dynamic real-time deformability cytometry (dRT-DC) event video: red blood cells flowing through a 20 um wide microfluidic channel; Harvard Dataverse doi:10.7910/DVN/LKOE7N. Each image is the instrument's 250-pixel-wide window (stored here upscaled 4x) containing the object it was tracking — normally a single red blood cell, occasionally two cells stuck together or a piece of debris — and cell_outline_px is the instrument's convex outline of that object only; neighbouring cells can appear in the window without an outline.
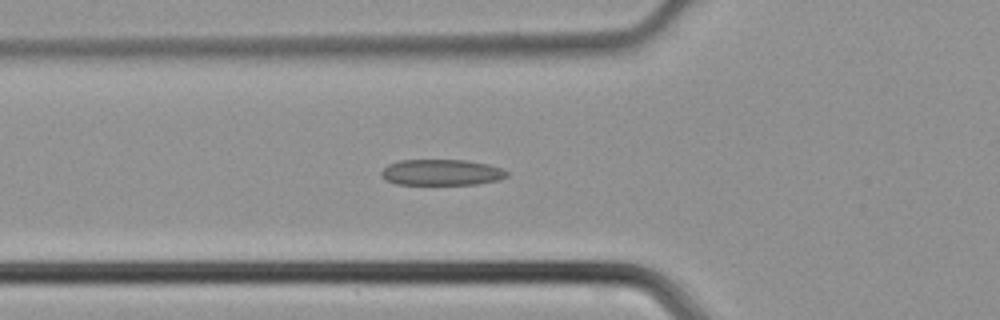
{"species": "common noctule bat (a hibernating species)", "species_latin": "Nyctalus noctula", "temperature_condition": "cold", "stored_images_in_passage": 33, "segment_of_instrument_passage": [1, 2], "camera_frame_rate_fps": 3000, "um_per_image_px": 0.085, "animal": {"sex": "male", "body_mass_g": 21.5, "forearm_length_mm": 52.0}, "frame": {"image": 1, "passage_image": 2, "time_ms": 0.333, "image_size_px": [1000, 320], "cell_outline_px": [[508, 176], [500, 180], [476, 184], [396, 184], [384, 180], [380, 176], [380, 172], [388, 164], [400, 160], [468, 160], [488, 164], [500, 168], [508, 172]], "centroid_in_image_um": [37.51, 14.65], "position_along_channel_um": 88.3, "area_um2": 19.13}}
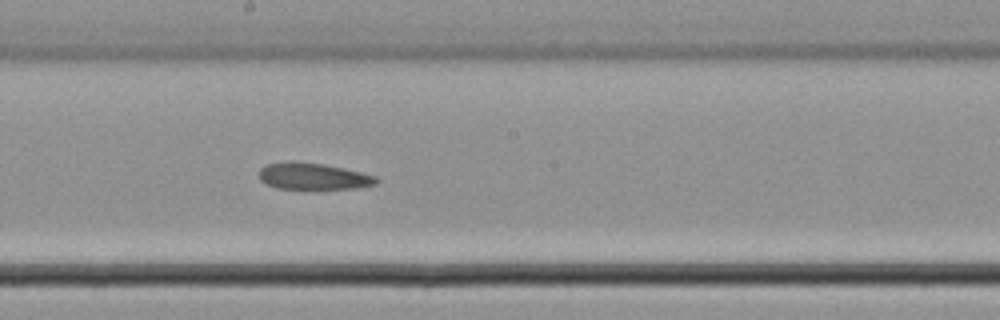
{"frame": {"image": 2, "passage_image": 11, "time_ms": 3.333, "image_size_px": [1000, 320], "cell_outline_px": [[380, 180], [376, 184], [352, 188], [276, 188], [260, 180], [260, 168], [268, 164], [288, 160], [292, 160], [324, 164], [360, 172], [376, 176]], "centroid_in_image_um": [26.6, 14.96], "position_along_channel_um": 221.6, "area_um2": 17.98}}
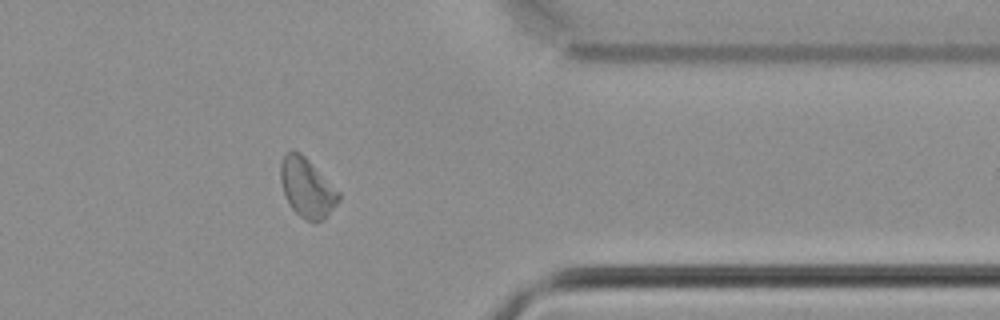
{"frame": {"image": 3, "passage_image": 23, "time_ms": 7.333, "image_size_px": [1000, 320], "cell_outline_px": [[340, 200], [324, 220], [316, 224], [304, 220], [292, 208], [284, 192], [280, 180], [280, 164], [284, 152], [292, 148], [300, 152], [340, 192]], "centroid_in_image_um": [26.09, 15.96], "position_along_channel_um": 385.3, "area_um2": 20.23}}